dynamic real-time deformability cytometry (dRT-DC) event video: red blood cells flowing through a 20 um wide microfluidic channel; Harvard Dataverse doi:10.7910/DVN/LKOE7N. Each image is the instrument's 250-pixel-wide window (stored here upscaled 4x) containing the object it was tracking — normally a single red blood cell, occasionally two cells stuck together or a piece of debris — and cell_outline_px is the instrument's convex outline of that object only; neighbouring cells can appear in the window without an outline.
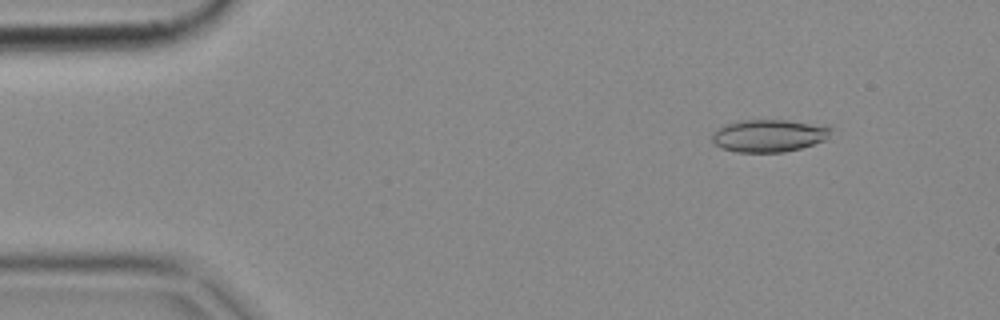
{"species": "common noctule bat (a hibernating species)", "species_latin": "Nyctalus noctula", "temperature_condition": "cold", "stored_images_in_passage": 48, "camera_frame_rate_fps": 3000, "um_per_image_px": 0.085, "animal": {"sex": "female", "body_mass_g": 18.4}, "frame": {"image": 1, "passage_image": 6, "time_ms": 1.667, "image_size_px": [1000, 320], "cell_outline_px": [[836, 128], [824, 140], [800, 148], [784, 152], [736, 152], [720, 148], [712, 140], [712, 132], [716, 128], [724, 124], [736, 120], [784, 120]], "centroid_in_image_um": [65.29, 11.53], "position_along_channel_um": 19.7, "area_um2": 22.48}}
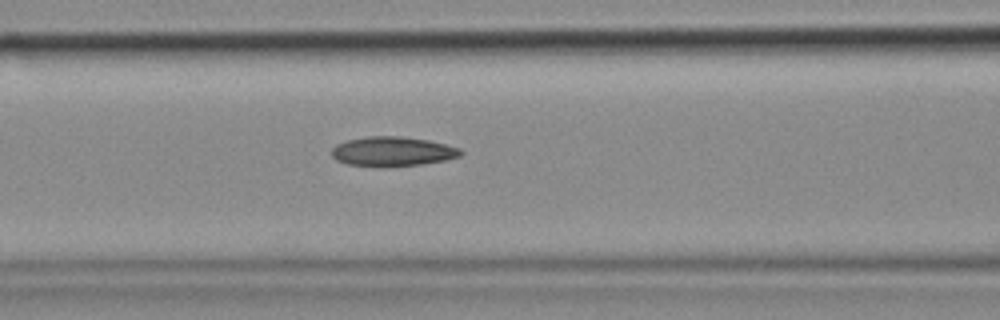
{"frame": {"image": 2, "passage_image": 21, "time_ms": 6.667, "image_size_px": [1000, 320], "cell_outline_px": [[464, 152], [460, 156], [444, 160], [420, 164], [388, 168], [380, 168], [348, 164], [336, 160], [332, 156], [332, 148], [336, 144], [348, 140], [368, 136], [404, 136], [428, 140], [460, 148]], "centroid_in_image_um": [33.35, 12.89], "position_along_channel_um": 133.3, "area_um2": 22.48}}
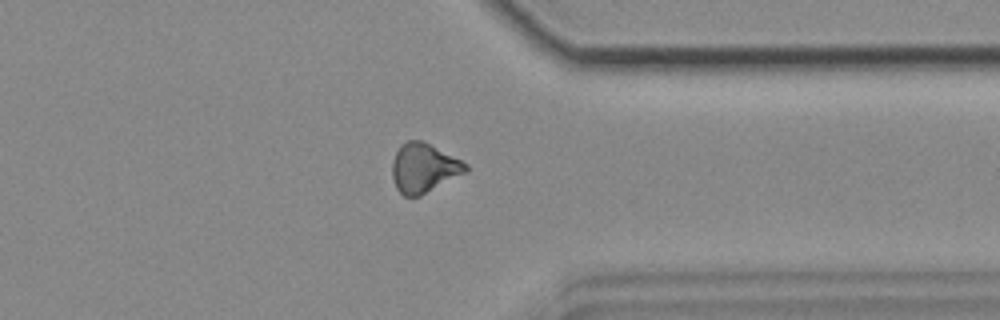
{"frame": {"image": 3, "passage_image": 40, "time_ms": 13.0, "image_size_px": [1000, 320], "cell_outline_px": [[468, 168], [464, 172], [420, 196], [404, 196], [396, 188], [392, 176], [392, 160], [400, 144], [408, 140], [420, 140], [468, 164]], "centroid_in_image_um": [35.96, 14.28], "position_along_channel_um": 375.4, "area_um2": 20.58}}